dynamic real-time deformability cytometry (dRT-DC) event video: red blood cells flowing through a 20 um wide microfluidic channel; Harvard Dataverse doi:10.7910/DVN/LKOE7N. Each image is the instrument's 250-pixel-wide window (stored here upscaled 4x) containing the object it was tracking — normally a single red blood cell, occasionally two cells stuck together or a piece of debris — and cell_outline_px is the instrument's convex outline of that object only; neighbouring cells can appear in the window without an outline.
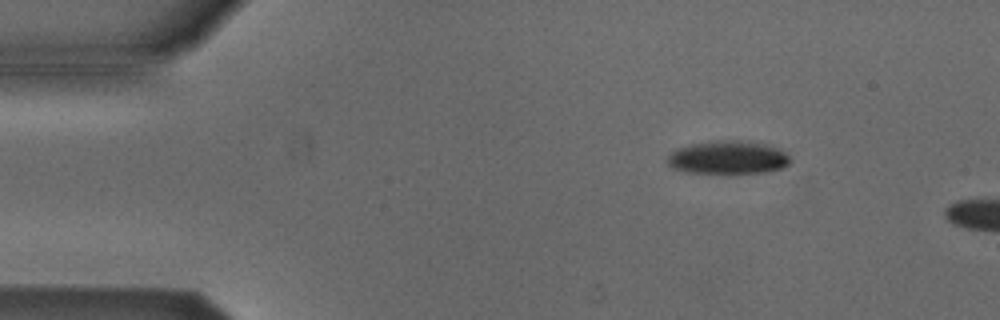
{"species": "Egyptian fruit bat (a non-hibernating species)", "species_latin": "Rousettus aegyptiacus", "temperature_condition": "cold", "stored_images_in_passage": 2, "camera_frame_rate_fps": 3000, "um_per_image_px": 0.085, "animal": {"sex": "male"}, "frame": {"image": 1, "passage_image": 1, "time_ms": 0.0, "image_size_px": [1000, 320], "cell_outline_px": [[792, 160], [788, 164], [780, 168], [768, 172], [732, 176], [724, 176], [684, 172], [672, 168], [668, 164], [668, 156], [676, 148], [692, 144], [720, 140], [748, 140], [768, 144], [784, 152]], "centroid_in_image_um": [61.88, 13.44], "position_along_channel_um": 23.1, "area_um2": 24.91}}